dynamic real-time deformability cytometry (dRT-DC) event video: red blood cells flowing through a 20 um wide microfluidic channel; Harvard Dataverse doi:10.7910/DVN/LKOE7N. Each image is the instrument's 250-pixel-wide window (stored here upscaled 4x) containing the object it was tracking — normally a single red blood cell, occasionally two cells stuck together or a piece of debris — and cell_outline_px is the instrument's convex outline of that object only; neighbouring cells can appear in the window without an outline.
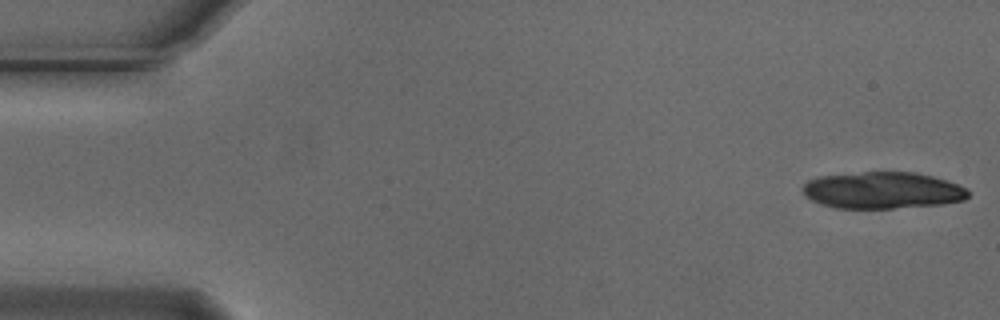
{"species": "Egyptian fruit bat (a non-hibernating species)", "species_latin": "Rousettus aegyptiacus", "temperature_condition": "cold", "stored_images_in_passage": 15, "camera_frame_rate_fps": 3000, "um_per_image_px": 0.085, "animal": {"sex": "male"}, "frame": {"image": 1, "passage_image": 1, "time_ms": 0.0, "image_size_px": [1000, 320], "cell_outline_px": [[968, 196], [964, 200], [940, 204], [892, 208], [836, 208], [820, 204], [812, 200], [800, 188], [808, 180], [820, 176], [864, 172], [916, 172], [932, 176], [968, 188]], "centroid_in_image_um": [75.0, 16.17], "position_along_channel_um": 10.0, "area_um2": 35.2}}